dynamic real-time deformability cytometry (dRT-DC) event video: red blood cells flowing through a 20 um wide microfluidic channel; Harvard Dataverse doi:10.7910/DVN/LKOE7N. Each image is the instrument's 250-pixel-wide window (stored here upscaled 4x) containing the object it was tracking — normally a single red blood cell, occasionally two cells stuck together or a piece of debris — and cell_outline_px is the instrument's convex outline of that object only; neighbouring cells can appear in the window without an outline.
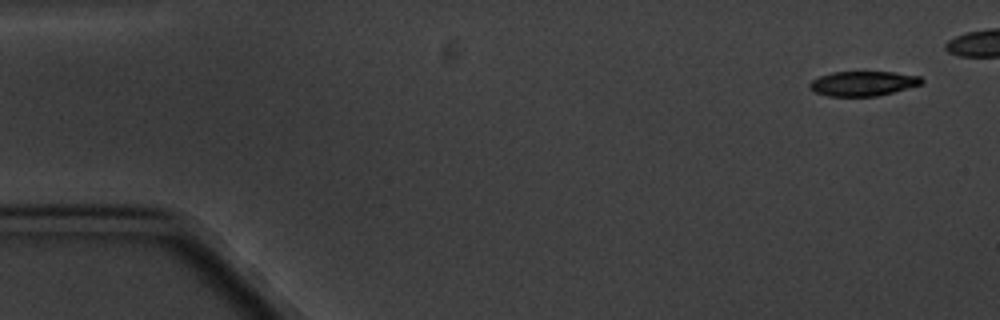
{"species": "common noctule bat (a hibernating species)", "species_latin": "Nyctalus noctula", "temperature_condition": "cold", "stored_images_in_passage": 3, "camera_frame_rate_fps": 3000, "um_per_image_px": 0.085, "animal": {"sex": "male", "body_mass_g": 20.1, "forearm_length_mm": 53.5}, "frame": {"image": 1, "passage_image": 3, "time_ms": 3.333, "image_size_px": [1000, 320], "cell_outline_px": [[924, 80], [920, 84], [892, 92], [876, 96], [828, 96], [816, 92], [808, 88], [808, 84], [812, 80], [820, 76], [832, 72], [896, 72], [920, 76]], "centroid_in_image_um": [73.32, 7.09], "position_along_channel_um": 11.7, "area_um2": 16.01}}